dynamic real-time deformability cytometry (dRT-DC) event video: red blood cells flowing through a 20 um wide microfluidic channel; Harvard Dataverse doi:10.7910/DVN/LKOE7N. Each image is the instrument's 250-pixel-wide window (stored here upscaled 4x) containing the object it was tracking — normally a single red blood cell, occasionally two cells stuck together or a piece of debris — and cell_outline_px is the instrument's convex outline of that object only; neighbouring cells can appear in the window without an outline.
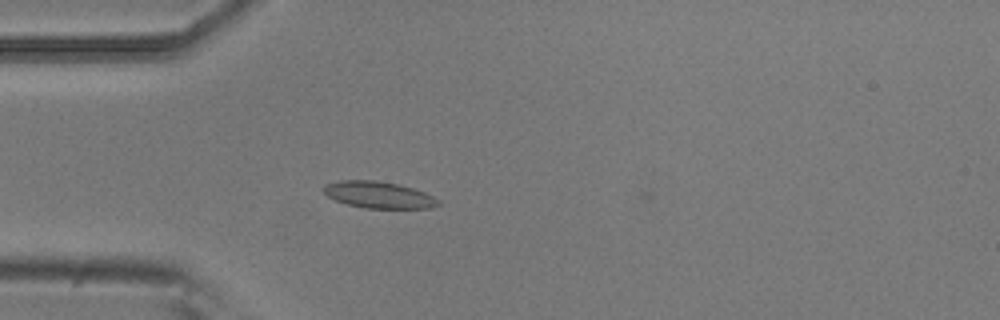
{"species": "common noctule bat (a hibernating species)", "species_latin": "Nyctalus noctula", "temperature_condition": "room temperature", "stored_images_in_passage": 37, "camera_frame_rate_fps": 3000, "um_per_image_px": 0.085, "animal": {"sex": "male", "body_mass_g": 20.5, "forearm_length_mm": 52.5}, "frame": {"image": 1, "passage_image": 14, "time_ms": 4.333, "image_size_px": [1000, 320], "cell_outline_px": [[440, 204], [432, 208], [364, 208], [348, 204], [336, 200], [328, 196], [324, 192], [324, 184], [340, 180], [376, 180], [400, 184], [424, 192], [440, 200]], "centroid_in_image_um": [32.2, 16.55], "position_along_channel_um": 52.8, "area_um2": 17.8}}
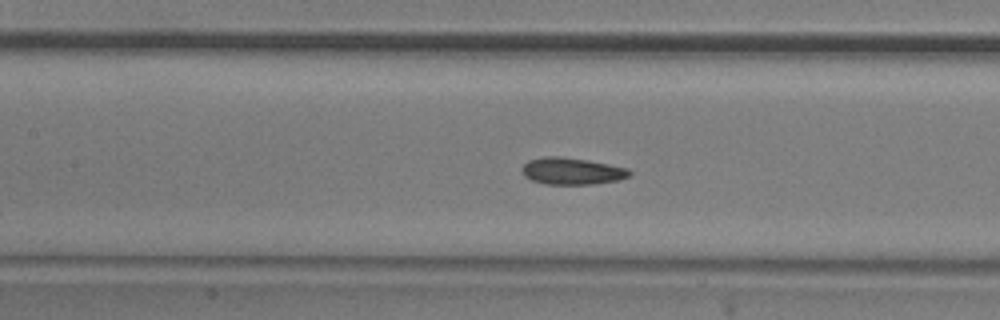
{"frame": {"image": 2, "passage_image": 23, "time_ms": 7.333, "image_size_px": [1000, 320], "cell_outline_px": [[632, 176], [616, 180], [592, 184], [544, 184], [532, 180], [524, 176], [520, 168], [528, 160], [544, 156], [560, 156], [588, 160], [628, 168], [632, 172]], "centroid_in_image_um": [48.59, 14.54], "position_along_channel_um": 158.8, "area_um2": 16.94}}
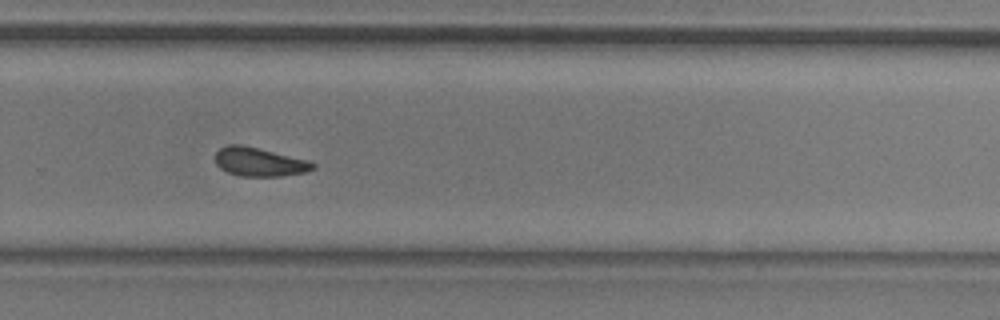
{"frame": {"image": 3, "passage_image": 35, "time_ms": 11.333, "image_size_px": [1000, 320], "cell_outline_px": [[316, 168], [304, 172], [280, 176], [240, 176], [228, 172], [220, 168], [216, 164], [216, 152], [220, 148], [228, 144], [240, 144], [308, 160], [316, 164]], "centroid_in_image_um": [22.03, 13.76], "position_along_channel_um": 307.8, "area_um2": 16.18}}